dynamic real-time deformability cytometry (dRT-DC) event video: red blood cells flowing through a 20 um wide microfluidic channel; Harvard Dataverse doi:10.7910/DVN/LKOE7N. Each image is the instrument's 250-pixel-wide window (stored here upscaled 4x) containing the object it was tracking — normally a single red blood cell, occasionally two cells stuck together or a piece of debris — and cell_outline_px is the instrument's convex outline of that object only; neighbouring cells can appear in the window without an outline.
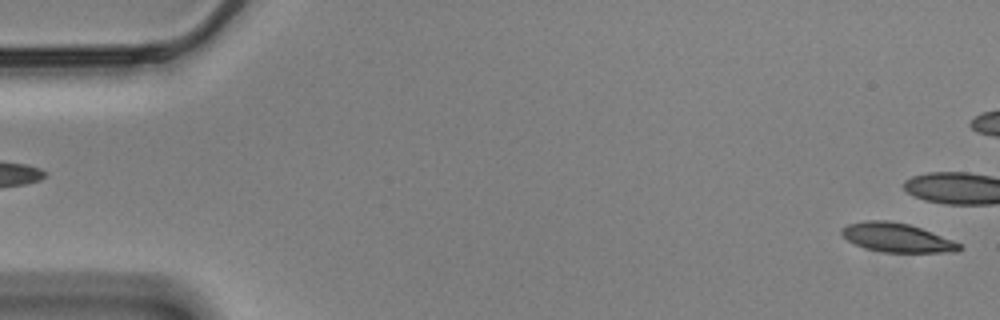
{"species": "Egyptian fruit bat (a non-hibernating species)", "species_latin": "Rousettus aegyptiacus", "temperature_condition": "cold", "stored_images_in_passage": 6, "camera_frame_rate_fps": 3000, "um_per_image_px": 0.085, "animal": {"sex": "male"}, "frame": {"image": 1, "passage_image": 2, "time_ms": 0.333, "image_size_px": [1000, 320], "cell_outline_px": [[964, 248], [956, 252], [884, 252], [864, 248], [848, 240], [840, 232], [848, 224], [864, 220], [888, 220], [908, 224], [920, 228], [952, 240], [960, 244]], "centroid_in_image_um": [76.24, 20.2], "position_along_channel_um": 8.8, "area_um2": 19.65}}